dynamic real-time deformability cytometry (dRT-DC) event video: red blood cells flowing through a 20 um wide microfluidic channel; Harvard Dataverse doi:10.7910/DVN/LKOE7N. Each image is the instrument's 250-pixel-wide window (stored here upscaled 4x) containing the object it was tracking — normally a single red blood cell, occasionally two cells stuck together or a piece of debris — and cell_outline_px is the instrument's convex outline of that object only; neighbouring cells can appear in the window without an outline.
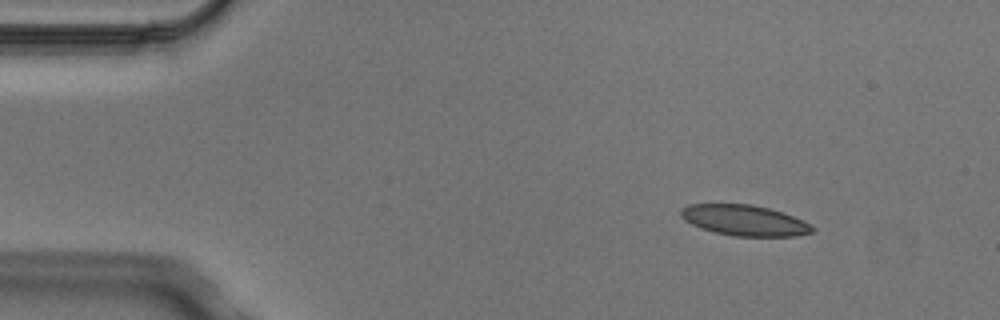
{"species": "Egyptian fruit bat (a non-hibernating species)", "species_latin": "Rousettus aegyptiacus", "temperature_condition": "cold", "stored_images_in_passage": 4, "camera_frame_rate_fps": 3000, "um_per_image_px": 0.085, "animal": {"sex": "male"}, "frame": {"image": 1, "passage_image": 1, "time_ms": 0.0, "image_size_px": [1000, 320], "cell_outline_px": [[816, 228], [812, 232], [796, 236], [736, 236], [716, 232], [700, 228], [684, 220], [680, 216], [680, 208], [688, 204], [752, 204], [768, 208], [804, 220], [812, 224]], "centroid_in_image_um": [63.27, 18.72], "position_along_channel_um": 21.7, "area_um2": 23.52}}
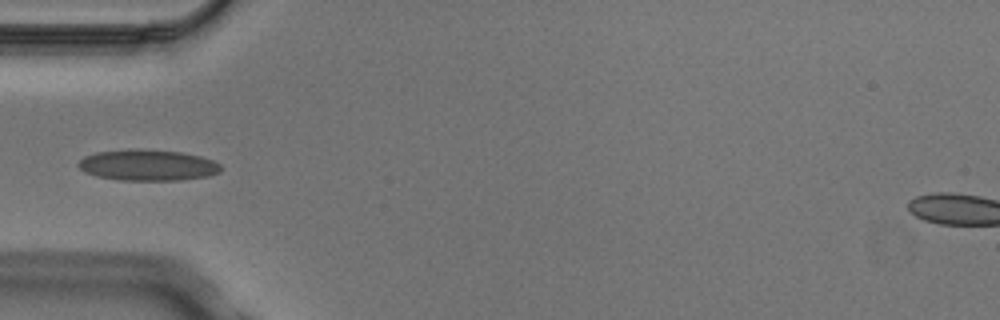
{"frame": {"image": 2, "passage_image": 3, "time_ms": 0.667, "image_size_px": [1000, 320], "cell_outline_px": [[220, 172], [208, 176], [180, 180], [120, 180], [96, 176], [84, 172], [76, 164], [84, 156], [96, 152], [180, 152], [200, 156], [212, 160], [220, 164]], "centroid_in_image_um": [12.57, 14.09], "position_along_channel_um": 72.4, "area_um2": 24.62}}
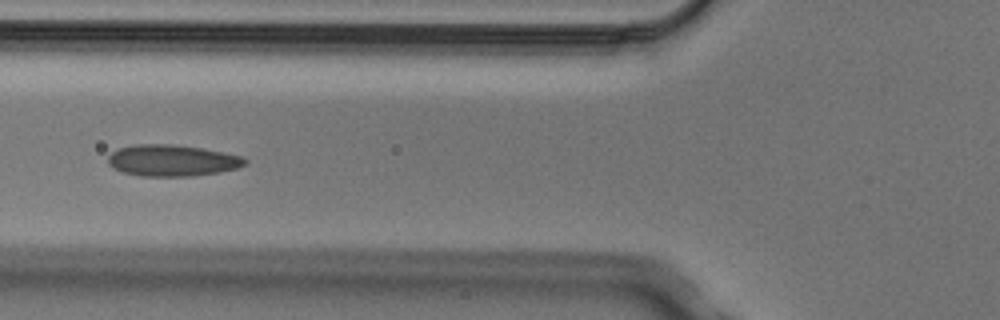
{"frame": {"image": 3, "passage_image": 4, "time_ms": 1.0, "image_size_px": [1000, 320], "cell_outline_px": [[248, 164], [236, 168], [220, 172], [192, 176], [140, 176], [124, 172], [112, 168], [108, 164], [108, 156], [112, 152], [120, 148], [136, 144], [172, 144], [200, 148], [244, 156], [248, 160]], "centroid_in_image_um": [14.65, 13.64], "position_along_channel_um": 111.2, "area_um2": 25.14}}